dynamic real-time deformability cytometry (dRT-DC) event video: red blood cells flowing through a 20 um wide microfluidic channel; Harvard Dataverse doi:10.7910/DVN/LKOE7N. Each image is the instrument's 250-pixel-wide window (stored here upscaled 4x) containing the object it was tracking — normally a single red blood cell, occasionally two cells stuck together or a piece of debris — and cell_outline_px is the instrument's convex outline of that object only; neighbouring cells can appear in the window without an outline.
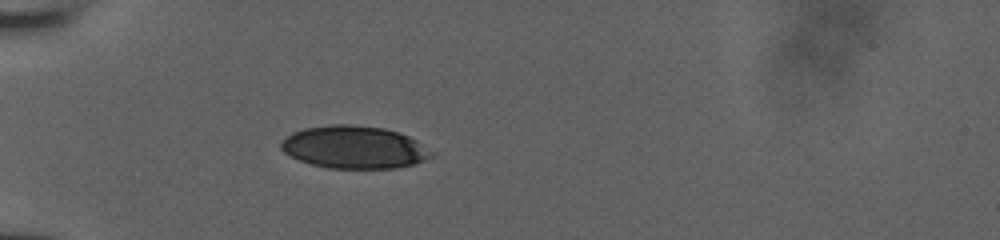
{"species": "human", "species_latin": "Homo sapiens", "temperature_condition": "room temperature", "stored_images_in_passage": 35, "camera_frame_rate_fps": 3000, "um_per_image_px": 0.085, "donor": {"sex": "male"}, "frame": {"image": 1, "passage_image": 1, "time_ms": 0.0, "image_size_px": [1000, 240], "cell_outline_px": [[436, 152], [432, 156], [416, 164], [396, 168], [328, 168], [312, 164], [300, 160], [284, 152], [280, 148], [280, 144], [292, 132], [304, 128], [332, 124], [348, 124], [384, 128], [400, 132], [416, 140]], "centroid_in_image_um": [30.15, 12.51], "position_along_channel_um": 54.8, "area_um2": 37.4}}
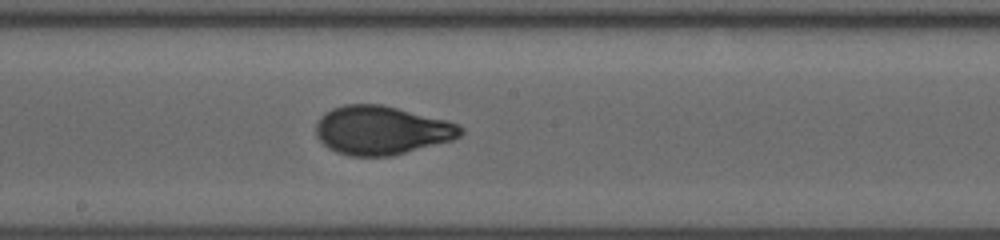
{"frame": {"image": 2, "passage_image": 14, "time_ms": 4.333, "image_size_px": [1000, 240], "cell_outline_px": [[464, 132], [460, 136], [452, 140], [392, 156], [348, 156], [336, 152], [328, 148], [316, 136], [316, 124], [320, 116], [324, 112], [332, 108], [344, 104], [380, 104], [448, 120], [460, 124], [464, 128]], "centroid_in_image_um": [32.43, 11.07], "position_along_channel_um": 215.8, "area_um2": 41.33}}
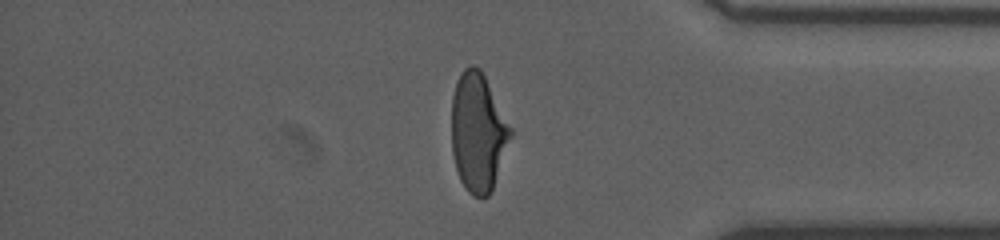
{"frame": {"image": 3, "passage_image": 28, "time_ms": 9.0, "image_size_px": [1000, 240], "cell_outline_px": [[512, 136], [492, 188], [488, 196], [472, 196], [468, 192], [460, 180], [456, 168], [452, 152], [452, 96], [460, 72], [468, 64], [472, 64], [480, 68], [512, 128]], "centroid_in_image_um": [40.62, 11.22], "position_along_channel_um": 394.6, "area_um2": 40.52}}